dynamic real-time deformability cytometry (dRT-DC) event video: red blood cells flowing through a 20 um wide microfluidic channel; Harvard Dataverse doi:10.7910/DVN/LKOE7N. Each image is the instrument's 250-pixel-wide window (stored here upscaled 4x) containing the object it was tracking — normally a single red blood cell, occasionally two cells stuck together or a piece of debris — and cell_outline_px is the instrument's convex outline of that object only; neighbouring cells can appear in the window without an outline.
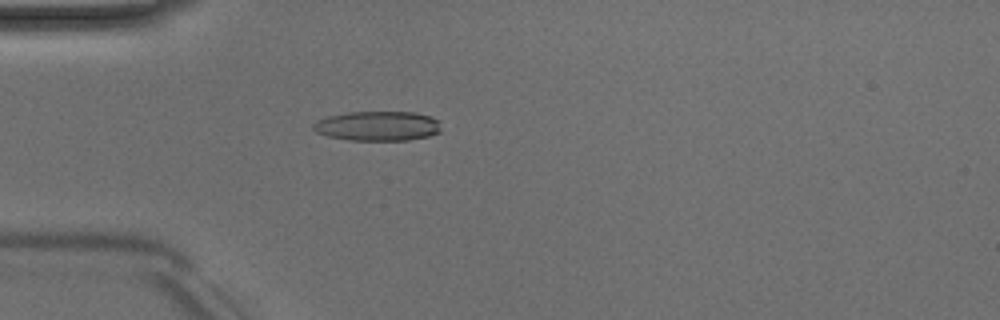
{"species": "Egyptian fruit bat (a non-hibernating species)", "species_latin": "Rousettus aegyptiacus", "temperature_condition": "room temperature", "stored_images_in_passage": 2, "camera_frame_rate_fps": 3000, "um_per_image_px": 0.085, "animal": {"sex": "male"}, "frame": {"image": 1, "passage_image": 2, "time_ms": 1.333, "image_size_px": [1000, 320], "cell_outline_px": [[440, 132], [428, 136], [408, 140], [348, 140], [328, 136], [316, 132], [312, 128], [312, 124], [316, 120], [328, 116], [348, 112], [416, 112], [432, 116], [440, 120]], "centroid_in_image_um": [32.11, 10.7], "position_along_channel_um": 52.9, "area_um2": 22.31}}